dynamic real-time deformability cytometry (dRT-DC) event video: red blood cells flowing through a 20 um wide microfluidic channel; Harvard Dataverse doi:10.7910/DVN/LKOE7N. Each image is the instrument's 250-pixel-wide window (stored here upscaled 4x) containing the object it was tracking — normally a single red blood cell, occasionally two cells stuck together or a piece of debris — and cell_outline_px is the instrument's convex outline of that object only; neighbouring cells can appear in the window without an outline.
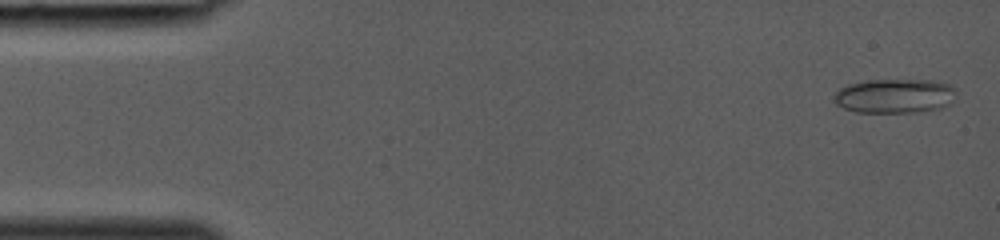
{"species": "common noctule bat (a hibernating species)", "species_latin": "Nyctalus noctula", "temperature_condition": "room temperature", "stored_images_in_passage": 37, "camera_frame_rate_fps": 3000, "um_per_image_px": 0.085, "animal": {"sex": "female", "body_mass_g": 19.0, "forearm_length_mm": 53.3}, "frame": {"image": 1, "passage_image": 1, "time_ms": 0.0, "image_size_px": [1000, 240], "cell_outline_px": [[956, 92], [952, 104], [944, 108], [912, 112], [856, 112], [844, 108], [836, 104], [836, 92], [840, 88], [848, 84], [868, 80], [932, 80], [948, 84]], "centroid_in_image_um": [76.09, 8.16], "position_along_channel_um": 8.9, "area_um2": 24.39}}
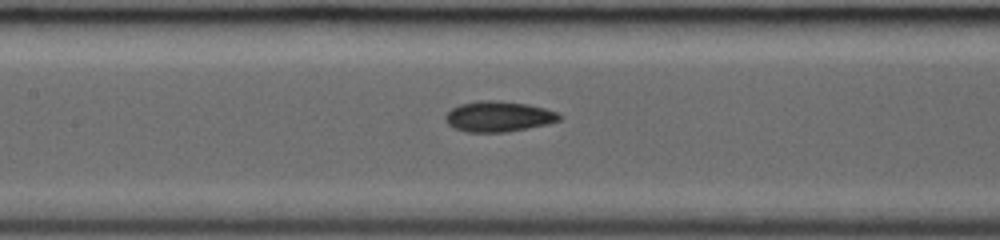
{"frame": {"image": 2, "passage_image": 18, "time_ms": 5.667, "image_size_px": [1000, 240], "cell_outline_px": [[560, 120], [548, 124], [528, 128], [504, 132], [468, 132], [456, 128], [448, 124], [444, 120], [444, 116], [452, 108], [460, 104], [476, 100], [496, 100], [528, 104], [560, 112]], "centroid_in_image_um": [42.38, 9.89], "position_along_channel_um": 165.0, "area_um2": 20.35}}
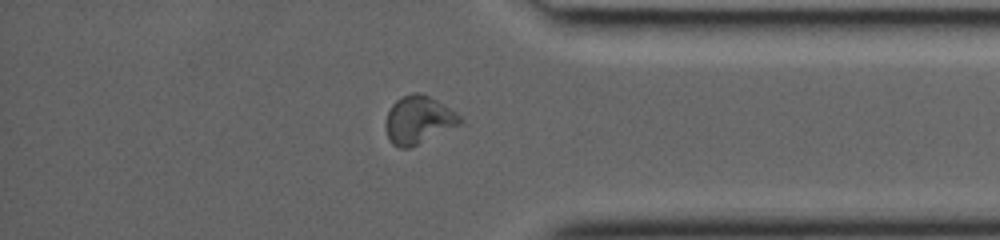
{"frame": {"image": 3, "passage_image": 32, "time_ms": 10.333, "image_size_px": [1000, 240], "cell_outline_px": [[464, 120], [460, 124], [408, 148], [400, 148], [392, 144], [388, 140], [384, 128], [384, 124], [388, 112], [392, 104], [396, 100], [412, 92], [416, 92], [428, 96], [436, 100], [456, 112]], "centroid_in_image_um": [35.52, 10.19], "position_along_channel_um": 399.7, "area_um2": 20.52}}